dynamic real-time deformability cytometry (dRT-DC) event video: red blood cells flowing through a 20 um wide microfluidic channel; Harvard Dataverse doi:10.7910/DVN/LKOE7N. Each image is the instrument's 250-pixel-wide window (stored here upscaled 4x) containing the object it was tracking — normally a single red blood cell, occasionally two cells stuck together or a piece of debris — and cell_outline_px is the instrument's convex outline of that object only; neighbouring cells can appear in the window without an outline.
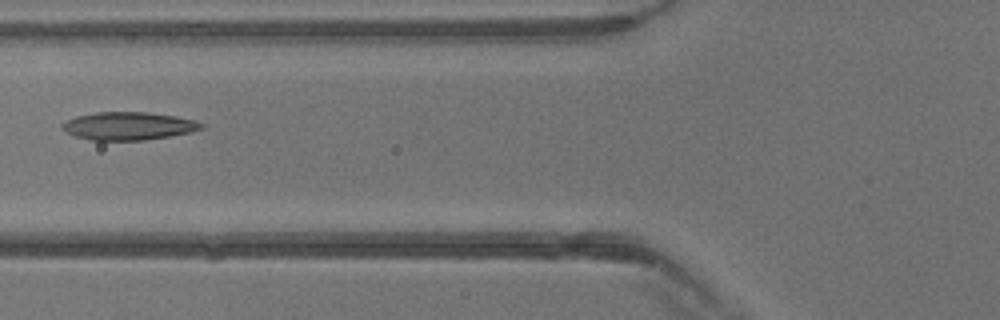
{"species": "common noctule bat (a hibernating species)", "species_latin": "Nyctalus noctula", "temperature_condition": "warm", "stored_images_in_passage": 22, "camera_frame_rate_fps": 3000, "um_per_image_px": 0.085, "animal": {"sex": "male", "body_mass_g": 13.3}, "frame": {"image": 1, "passage_image": 4, "time_ms": 1.0, "image_size_px": [1000, 320], "cell_outline_px": [[204, 128], [192, 132], [144, 140], [92, 140], [76, 136], [60, 128], [60, 124], [76, 116], [96, 112], [148, 112], [176, 116], [196, 120], [204, 124]], "centroid_in_image_um": [10.95, 10.7], "position_along_channel_um": 114.9, "area_um2": 22.66}}
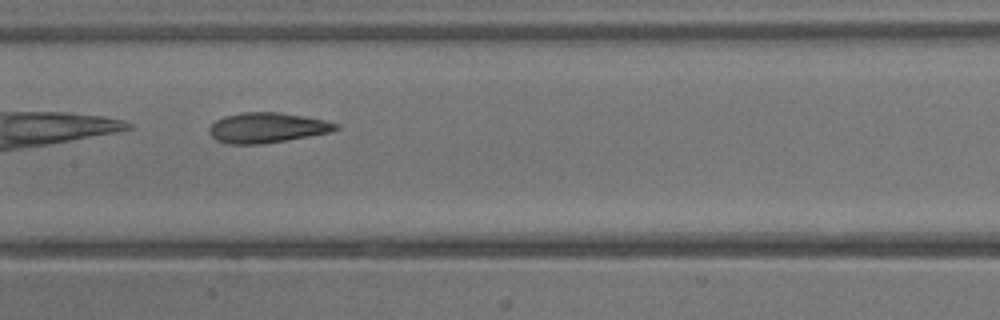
{"frame": {"image": 2, "passage_image": 8, "time_ms": 2.333, "image_size_px": [1000, 320], "cell_outline_px": [[340, 128], [332, 132], [260, 144], [228, 144], [216, 140], [208, 132], [208, 128], [216, 120], [224, 116], [240, 112], [280, 112], [304, 116], [324, 120], [340, 124]], "centroid_in_image_um": [22.69, 10.85], "position_along_channel_um": 184.7, "area_um2": 22.31}}
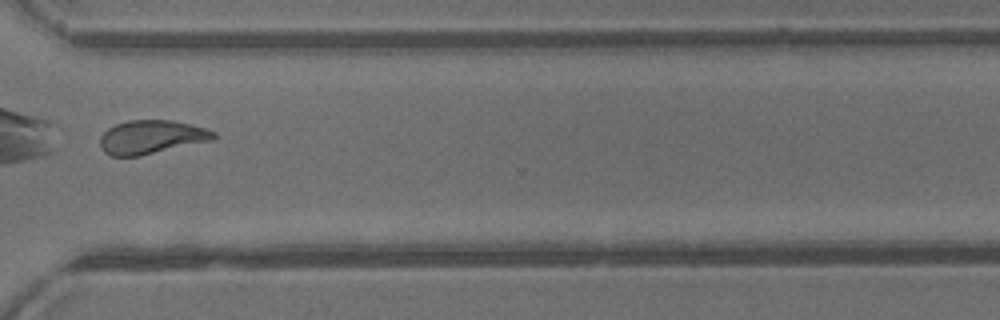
{"frame": {"image": 3, "passage_image": 18, "time_ms": 5.667, "image_size_px": [1000, 320], "cell_outline_px": [[216, 136], [212, 140], [140, 156], [112, 156], [104, 152], [100, 148], [100, 136], [108, 128], [116, 124], [128, 120], [172, 120], [204, 128], [216, 132]], "centroid_in_image_um": [12.83, 11.65], "position_along_channel_um": 357.8, "area_um2": 22.2}}